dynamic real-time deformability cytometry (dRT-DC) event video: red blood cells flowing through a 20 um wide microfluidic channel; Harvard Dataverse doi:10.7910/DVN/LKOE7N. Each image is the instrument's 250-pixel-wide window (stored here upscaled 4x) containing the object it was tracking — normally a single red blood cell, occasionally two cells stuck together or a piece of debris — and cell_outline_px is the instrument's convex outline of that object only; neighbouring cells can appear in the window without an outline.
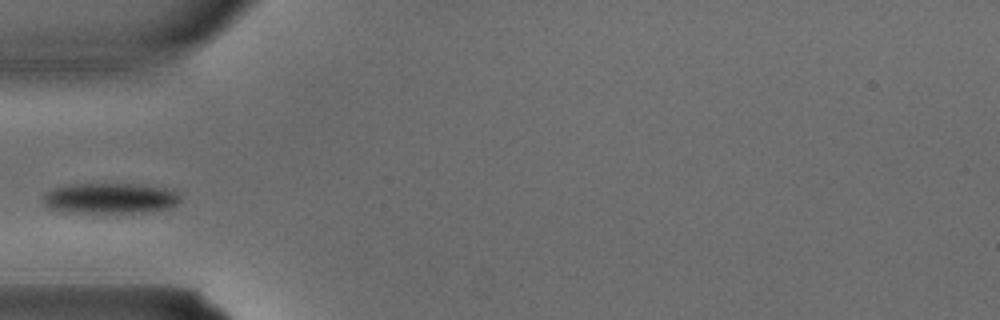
{"species": "common noctule bat (a hibernating species)", "species_latin": "Nyctalus noctula", "temperature_condition": "warm", "stored_images_in_passage": 3, "camera_frame_rate_fps": 3000, "um_per_image_px": 0.085, "animal": {"sex": "male", "body_mass_g": 15.6}, "frame": {"image": 1, "passage_image": 3, "time_ms": 0.667, "image_size_px": [1000, 320], "cell_outline_px": [[180, 200], [176, 204], [168, 208], [152, 212], [92, 216], [60, 212], [48, 208], [44, 204], [44, 196], [52, 188], [68, 184], [140, 184], [176, 188], [180, 196]], "centroid_in_image_um": [9.38, 16.91], "position_along_channel_um": 75.6, "area_um2": 26.18}}